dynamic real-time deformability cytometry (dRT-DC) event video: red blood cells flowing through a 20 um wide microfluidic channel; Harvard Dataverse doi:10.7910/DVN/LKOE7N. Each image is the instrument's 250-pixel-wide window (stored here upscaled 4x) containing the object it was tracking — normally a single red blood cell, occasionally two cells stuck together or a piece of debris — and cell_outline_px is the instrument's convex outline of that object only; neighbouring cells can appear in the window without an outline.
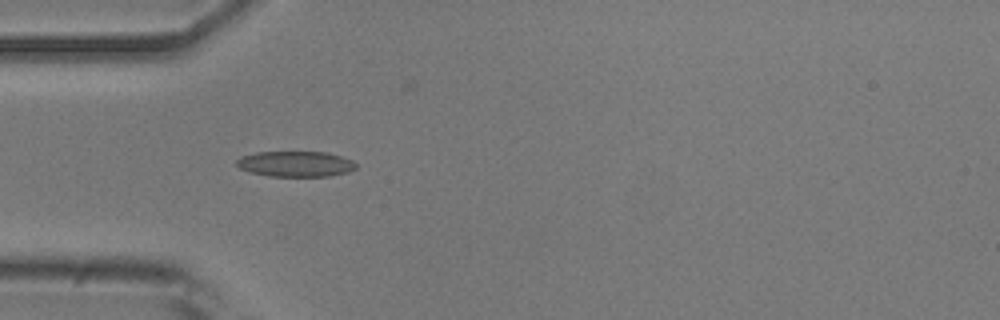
{"species": "common noctule bat (a hibernating species)", "species_latin": "Nyctalus noctula", "temperature_condition": "room temperature", "stored_images_in_passage": 3, "camera_frame_rate_fps": 3000, "um_per_image_px": 0.085, "animal": {"sex": "male", "body_mass_g": 20.5, "forearm_length_mm": 52.5}, "frame": {"image": 1, "passage_image": 2, "time_ms": 0.333, "image_size_px": [1000, 320], "cell_outline_px": [[356, 168], [348, 172], [328, 176], [268, 176], [252, 172], [240, 168], [236, 164], [236, 160], [240, 156], [256, 152], [328, 152], [352, 160], [356, 164]], "centroid_in_image_um": [25.12, 13.93], "position_along_channel_um": 59.9, "area_um2": 17.74}}
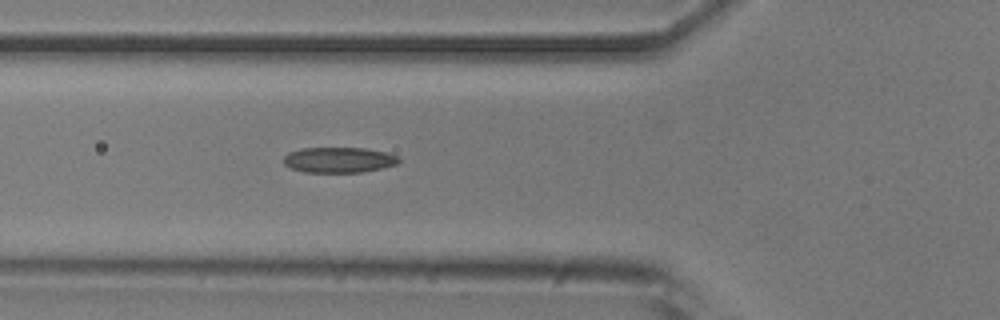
{"frame": {"image": 2, "passage_image": 3, "time_ms": 0.667, "image_size_px": [1000, 320], "cell_outline_px": [[400, 164], [364, 172], [304, 172], [292, 168], [284, 164], [284, 156], [288, 152], [300, 148], [364, 148], [388, 152], [396, 156], [400, 160]], "centroid_in_image_um": [28.83, 13.59], "position_along_channel_um": 97.0, "area_um2": 17.22}}